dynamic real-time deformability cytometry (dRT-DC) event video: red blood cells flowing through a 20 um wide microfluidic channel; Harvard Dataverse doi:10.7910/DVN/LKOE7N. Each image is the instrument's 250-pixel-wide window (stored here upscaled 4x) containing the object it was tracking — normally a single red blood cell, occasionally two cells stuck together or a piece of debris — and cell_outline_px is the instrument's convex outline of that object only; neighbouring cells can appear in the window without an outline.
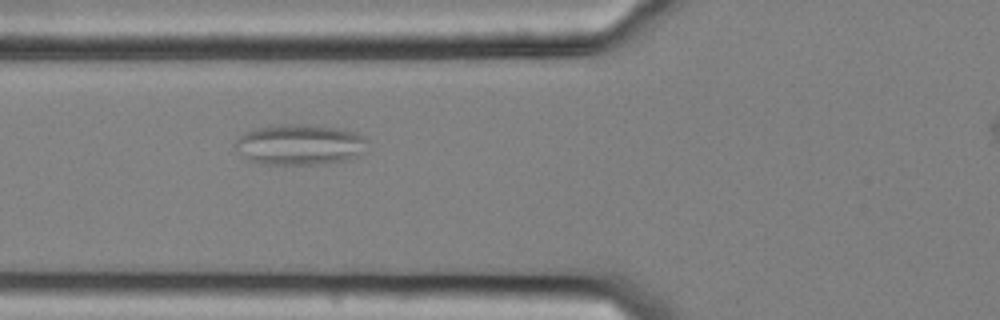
{"species": "common noctule bat (a hibernating species)", "species_latin": "Nyctalus noctula", "temperature_condition": "cold", "stored_images_in_passage": 43, "camera_frame_rate_fps": 3000, "um_per_image_px": 0.085, "animal": {"sex": "female", "body_mass_g": 25.1}, "frame": {"image": 1, "passage_image": 12, "time_ms": 3.667, "image_size_px": [1000, 320], "cell_outline_px": [[368, 140], [364, 152], [360, 156], [348, 160], [324, 164], [260, 164], [248, 160], [232, 144], [244, 132], [252, 128], [268, 124], [308, 124], [344, 128], [356, 132], [364, 136]], "centroid_in_image_um": [25.5, 12.27], "position_along_channel_um": 100.3, "area_um2": 32.25}}
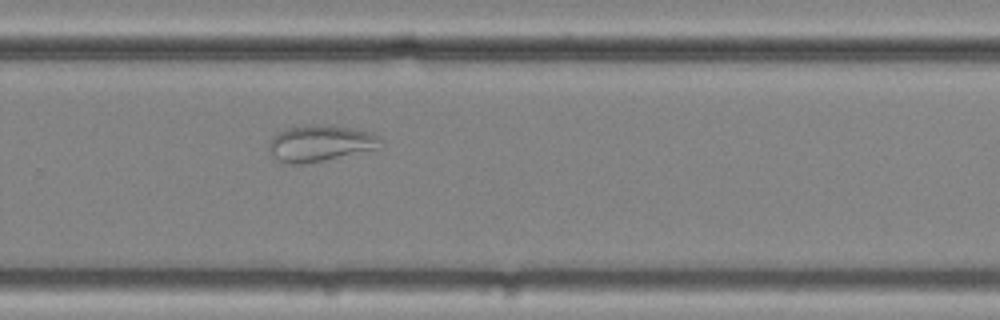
{"frame": {"image": 2, "passage_image": 29, "time_ms": 9.333, "image_size_px": [1000, 320], "cell_outline_px": [[380, 148], [300, 164], [280, 164], [268, 152], [268, 140], [272, 136], [288, 128], [312, 124], [352, 128], [372, 132], [380, 136]], "centroid_in_image_um": [27.15, 12.18], "position_along_channel_um": 302.6, "area_um2": 23.52}}
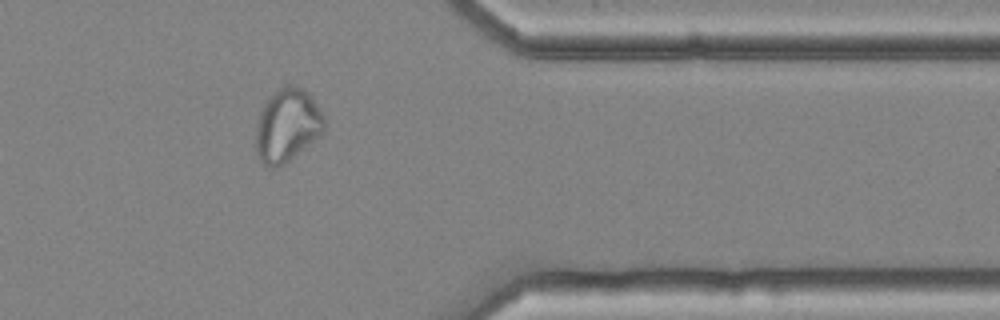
{"frame": {"image": 3, "passage_image": 37, "time_ms": 12.0, "image_size_px": [1000, 320], "cell_outline_px": [[324, 132], [288, 160], [276, 168], [272, 168], [264, 164], [260, 160], [256, 152], [256, 124], [260, 112], [264, 104], [280, 88], [288, 84], [292, 84], [304, 88], [308, 92], [324, 116]], "centroid_in_image_um": [24.41, 10.64], "position_along_channel_um": 387.0, "area_um2": 28.73}}